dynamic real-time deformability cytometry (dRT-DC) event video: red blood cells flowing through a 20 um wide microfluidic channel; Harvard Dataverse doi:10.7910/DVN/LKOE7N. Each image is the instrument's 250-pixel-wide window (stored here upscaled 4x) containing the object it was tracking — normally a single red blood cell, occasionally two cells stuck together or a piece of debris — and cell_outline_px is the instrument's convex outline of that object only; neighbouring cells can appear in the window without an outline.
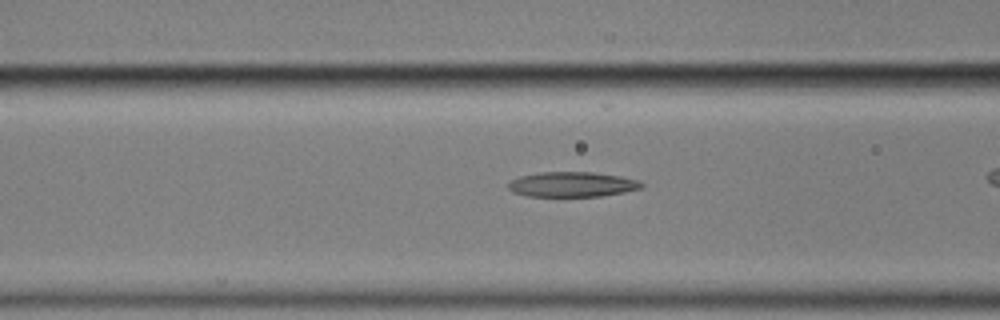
{"species": "common noctule bat (a hibernating species)", "species_latin": "Nyctalus noctula", "temperature_condition": "cold", "stored_images_in_passage": 43, "camera_frame_rate_fps": 3000, "um_per_image_px": 0.085, "animal": {"sex": "male", "body_mass_g": 17.9}, "frame": {"image": 1, "passage_image": 21, "time_ms": 6.667, "image_size_px": [1000, 320], "cell_outline_px": [[644, 188], [624, 192], [600, 196], [528, 196], [512, 192], [508, 188], [508, 184], [512, 180], [520, 176], [536, 172], [592, 172], [620, 176], [640, 180], [644, 184]], "centroid_in_image_um": [48.66, 15.67], "position_along_channel_um": 117.9, "area_um2": 19.54}}
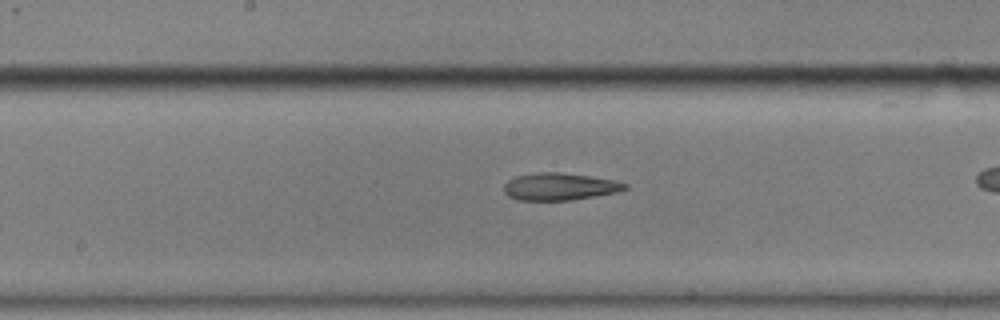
{"frame": {"image": 2, "passage_image": 28, "time_ms": 9.0, "image_size_px": [1000, 320], "cell_outline_px": [[628, 188], [616, 192], [572, 200], [516, 200], [508, 196], [504, 192], [504, 184], [508, 180], [516, 176], [536, 172], [560, 172], [588, 176], [612, 180], [628, 184]], "centroid_in_image_um": [47.52, 15.86], "position_along_channel_um": 200.7, "area_um2": 19.13}}
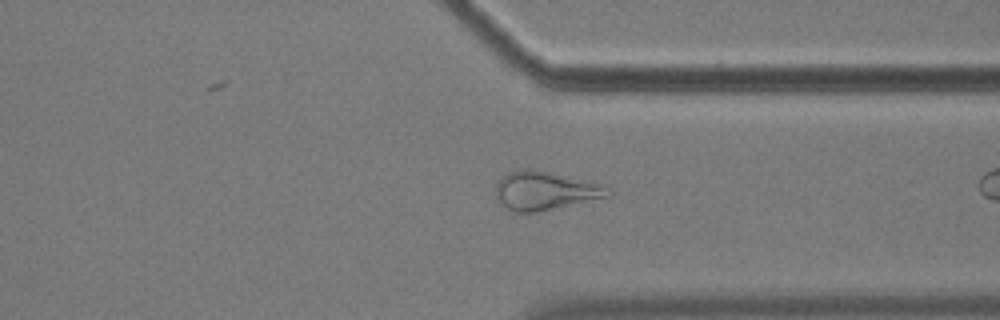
{"frame": {"image": 3, "passage_image": 42, "time_ms": 13.667, "image_size_px": [1000, 320], "cell_outline_px": [[612, 192], [608, 196], [536, 212], [516, 212], [508, 208], [496, 196], [496, 184], [508, 172], [524, 168], [528, 168], [592, 180], [604, 184]], "centroid_in_image_um": [46.37, 16.18], "position_along_channel_um": 365.0, "area_um2": 24.97}}